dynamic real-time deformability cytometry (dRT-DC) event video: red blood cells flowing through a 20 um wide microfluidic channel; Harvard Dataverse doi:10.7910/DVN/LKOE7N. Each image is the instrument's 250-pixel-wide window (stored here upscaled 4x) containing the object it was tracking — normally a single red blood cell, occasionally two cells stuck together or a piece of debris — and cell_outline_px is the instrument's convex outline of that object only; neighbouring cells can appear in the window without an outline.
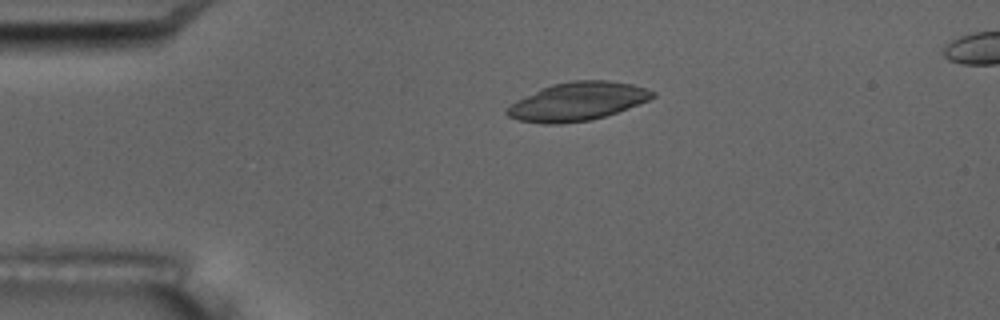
{"species": "common noctule bat (a hibernating species)", "species_latin": "Nyctalus noctula", "temperature_condition": "room temperature", "stored_images_in_passage": 4, "camera_frame_rate_fps": 3000, "um_per_image_px": 0.085, "animal": {"sex": "male", "body_mass_g": 17.5, "forearm_length_mm": 52.3}, "frame": {"image": 1, "passage_image": 2, "time_ms": 2.0, "image_size_px": [1000, 320], "cell_outline_px": [[656, 96], [648, 100], [616, 112], [604, 116], [588, 120], [560, 124], [544, 124], [520, 120], [508, 116], [504, 112], [516, 100], [540, 88], [552, 84], [572, 80], [608, 80], [632, 84], [656, 92]], "centroid_in_image_um": [49.07, 8.61], "position_along_channel_um": 35.9, "area_um2": 32.31}}